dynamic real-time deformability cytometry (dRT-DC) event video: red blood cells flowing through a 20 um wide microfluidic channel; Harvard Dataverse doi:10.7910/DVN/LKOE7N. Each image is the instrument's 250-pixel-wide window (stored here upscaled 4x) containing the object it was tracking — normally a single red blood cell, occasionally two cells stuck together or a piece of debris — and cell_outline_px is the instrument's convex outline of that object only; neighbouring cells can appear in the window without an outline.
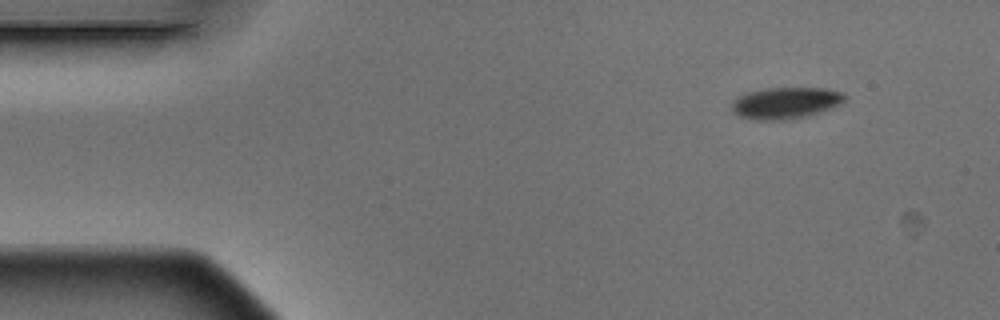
{"species": "Egyptian fruit bat (a non-hibernating species)", "species_latin": "Rousettus aegyptiacus", "temperature_condition": "warm", "stored_images_in_passage": 4, "camera_frame_rate_fps": 3000, "um_per_image_px": 0.085, "animal": {"sex": "male"}, "frame": {"image": 1, "passage_image": 1, "time_ms": 0.0, "image_size_px": [1000, 320], "cell_outline_px": [[848, 96], [840, 104], [804, 116], [784, 120], [752, 120], [736, 116], [732, 112], [732, 100], [736, 96], [748, 92], [764, 88], [828, 88], [844, 92]], "centroid_in_image_um": [66.71, 8.74], "position_along_channel_um": 18.3, "area_um2": 20.92}}
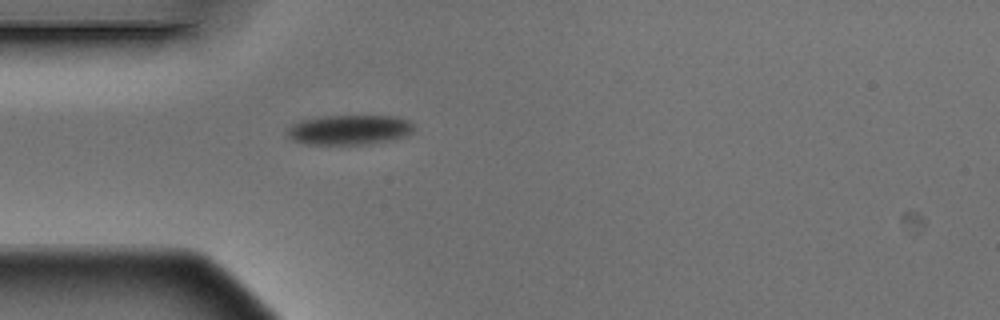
{"frame": {"image": 2, "passage_image": 4, "time_ms": 1.0, "image_size_px": [1000, 320], "cell_outline_px": [[412, 132], [408, 136], [392, 140], [372, 144], [308, 144], [292, 140], [284, 132], [292, 124], [300, 120], [328, 116], [392, 116], [408, 120], [412, 124]], "centroid_in_image_um": [29.68, 11.04], "position_along_channel_um": 55.3, "area_um2": 22.08}}